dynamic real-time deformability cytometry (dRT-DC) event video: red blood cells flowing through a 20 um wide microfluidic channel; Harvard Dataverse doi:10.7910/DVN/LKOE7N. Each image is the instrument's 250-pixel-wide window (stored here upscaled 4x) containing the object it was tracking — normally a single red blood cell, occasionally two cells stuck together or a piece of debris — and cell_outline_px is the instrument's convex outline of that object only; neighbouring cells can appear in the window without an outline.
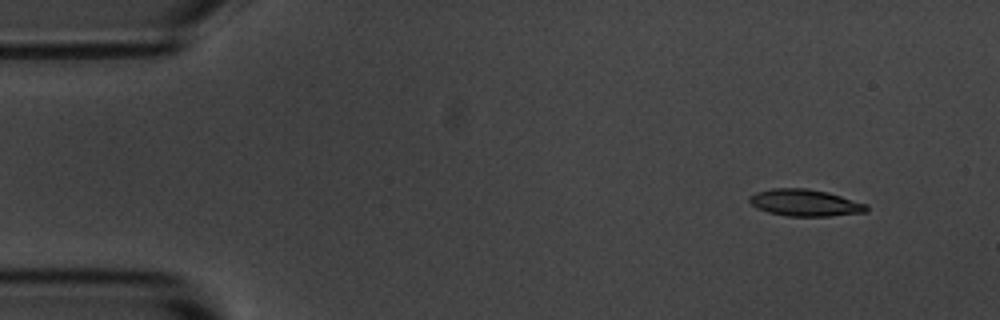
{"species": "common noctule bat (a hibernating species)", "species_latin": "Nyctalus noctula", "temperature_condition": "room temperature", "stored_images_in_passage": 6, "segment_of_instrument_passage": [1, 2], "camera_frame_rate_fps": 3000, "um_per_image_px": 0.085, "animal": {"sex": "male", "body_mass_g": 20.1, "forearm_length_mm": 53.5}, "frame": {"image": 1, "passage_image": 2, "time_ms": 1.333, "image_size_px": [1000, 320], "cell_outline_px": [[868, 212], [828, 216], [788, 216], [768, 212], [756, 208], [748, 200], [748, 196], [756, 192], [772, 188], [808, 188], [828, 192], [868, 204]], "centroid_in_image_um": [68.43, 17.23], "position_along_channel_um": 16.6, "area_um2": 18.44}}
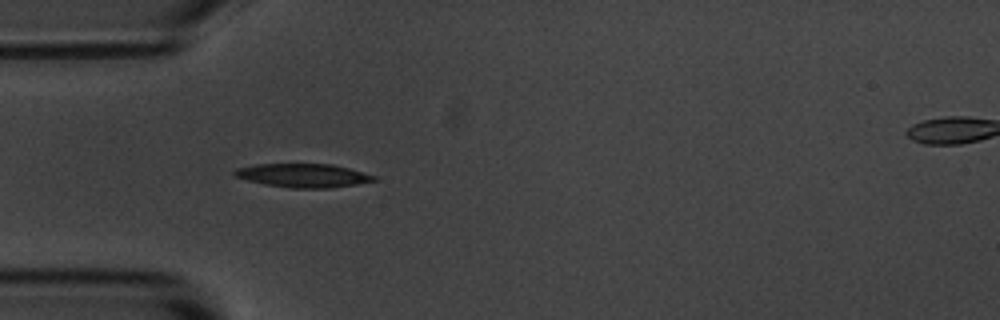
{"frame": {"image": 2, "passage_image": 5, "time_ms": 5.0, "image_size_px": [1000, 320], "cell_outline_px": [[376, 180], [356, 184], [328, 188], [292, 188], [264, 184], [248, 180], [236, 176], [232, 172], [236, 168], [256, 164], [332, 164], [348, 168], [376, 176]], "centroid_in_image_um": [25.75, 14.91], "position_along_channel_um": 59.2, "area_um2": 19.02}}